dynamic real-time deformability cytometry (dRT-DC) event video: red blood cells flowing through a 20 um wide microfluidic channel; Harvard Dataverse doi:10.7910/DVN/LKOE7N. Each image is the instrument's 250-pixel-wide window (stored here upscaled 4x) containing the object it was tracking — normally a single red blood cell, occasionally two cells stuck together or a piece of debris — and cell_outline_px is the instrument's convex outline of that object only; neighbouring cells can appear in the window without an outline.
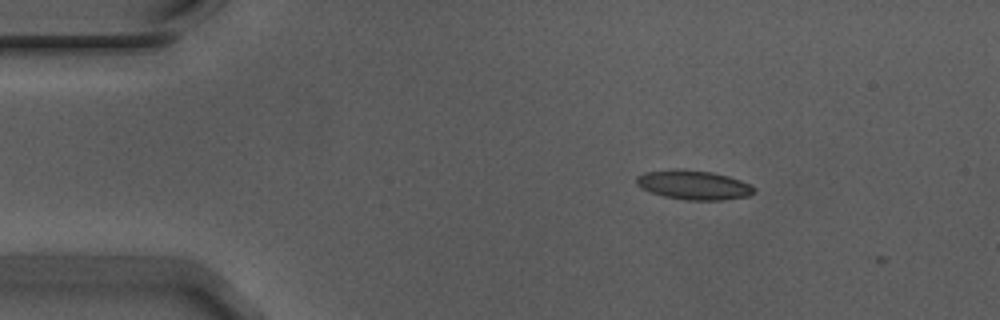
{"species": "Egyptian fruit bat (a non-hibernating species)", "species_latin": "Rousettus aegyptiacus", "temperature_condition": "warm", "stored_images_in_passage": 5, "camera_frame_rate_fps": 3000, "um_per_image_px": 0.085, "animal": {"sex": "male"}, "frame": {"image": 1, "passage_image": 1, "time_ms": 0.0, "image_size_px": [1000, 320], "cell_outline_px": [[756, 192], [748, 196], [724, 200], [688, 200], [664, 196], [652, 192], [636, 184], [636, 176], [644, 172], [712, 172], [728, 176], [740, 180], [756, 188]], "centroid_in_image_um": [59.04, 15.77], "position_along_channel_um": 26.0, "area_um2": 19.07}}